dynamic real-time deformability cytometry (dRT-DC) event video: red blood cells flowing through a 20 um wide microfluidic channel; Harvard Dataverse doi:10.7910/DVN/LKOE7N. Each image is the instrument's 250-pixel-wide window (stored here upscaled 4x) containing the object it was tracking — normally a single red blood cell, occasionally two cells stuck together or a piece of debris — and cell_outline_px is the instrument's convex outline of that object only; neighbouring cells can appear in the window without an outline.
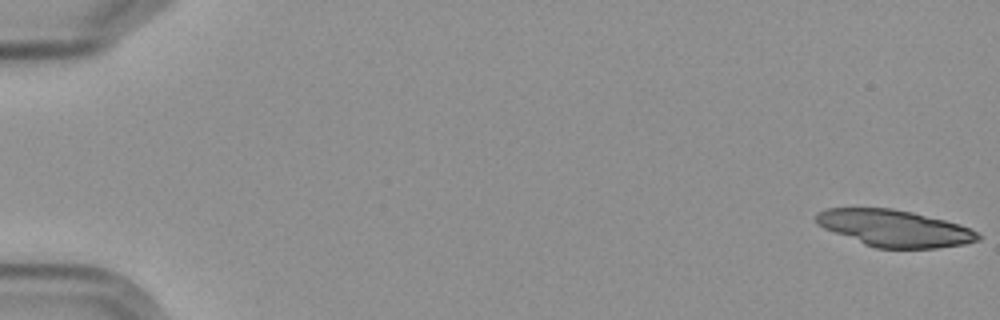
{"species": "Egyptian fruit bat (a non-hibernating species)", "species_latin": "Rousettus aegyptiacus", "temperature_condition": "cold", "stored_images_in_passage": 6, "camera_frame_rate_fps": 3000, "um_per_image_px": 0.085, "frame": {"image": 1, "passage_image": 1, "time_ms": 0.0, "image_size_px": [1000, 320], "cell_outline_px": [[980, 240], [964, 244], [936, 248], [876, 248], [864, 244], [824, 228], [816, 224], [816, 216], [820, 212], [828, 208], [892, 208], [912, 212], [960, 224], [976, 232], [980, 236]], "centroid_in_image_um": [76.04, 19.4], "position_along_channel_um": 9.0, "area_um2": 34.28}}